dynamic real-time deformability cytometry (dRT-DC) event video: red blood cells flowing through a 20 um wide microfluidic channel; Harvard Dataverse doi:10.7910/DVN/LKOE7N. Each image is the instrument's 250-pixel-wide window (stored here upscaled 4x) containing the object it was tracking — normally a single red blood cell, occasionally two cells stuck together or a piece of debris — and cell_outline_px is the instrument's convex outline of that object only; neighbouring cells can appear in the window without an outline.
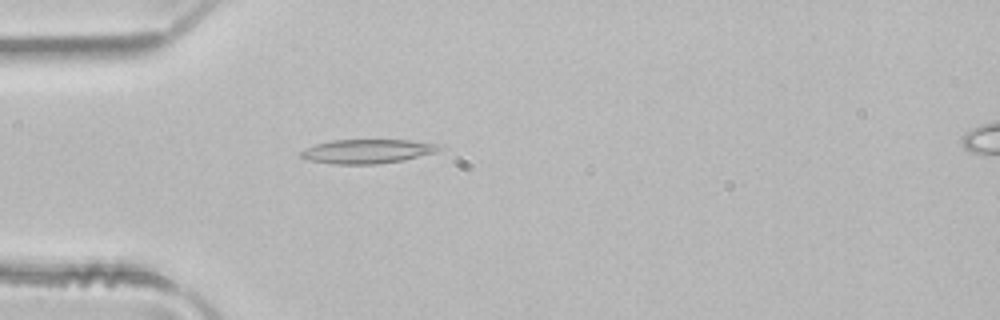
{"species": "common noctule bat (a hibernating species)", "species_latin": "Nyctalus noctula", "temperature_condition": "room temperature", "stored_images_in_passage": 4, "camera_frame_rate_fps": 3000, "um_per_image_px": 0.085, "animal": {"sex": "male", "body_mass_g": 21.5, "forearm_length_mm": 52.0}, "frame": {"image": 1, "passage_image": 3, "time_ms": 0.667, "image_size_px": [1000, 320], "cell_outline_px": [[444, 144], [436, 152], [400, 160], [376, 164], [332, 164], [308, 160], [300, 156], [300, 152], [304, 148], [316, 144], [332, 140], [408, 140]], "centroid_in_image_um": [31.2, 12.85], "position_along_channel_um": 53.8, "area_um2": 19.36}}